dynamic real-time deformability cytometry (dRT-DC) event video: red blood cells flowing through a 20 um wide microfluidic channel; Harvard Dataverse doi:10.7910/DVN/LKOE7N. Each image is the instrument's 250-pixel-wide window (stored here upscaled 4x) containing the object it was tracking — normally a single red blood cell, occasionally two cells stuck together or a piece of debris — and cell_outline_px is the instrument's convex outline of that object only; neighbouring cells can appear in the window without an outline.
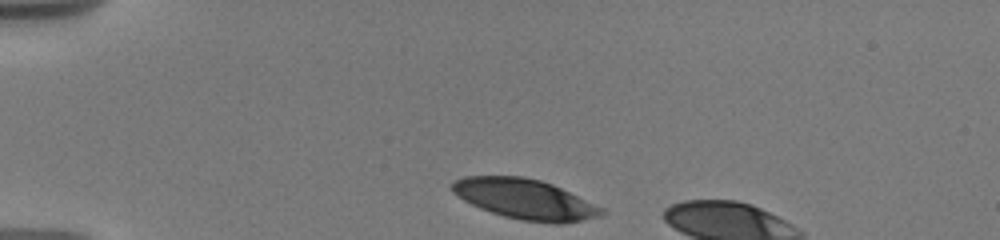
{"species": "human", "species_latin": "Homo sapiens", "temperature_condition": "warm", "stored_images_in_passage": 5, "camera_frame_rate_fps": 3000, "um_per_image_px": 0.085, "donor": {"sex": "male"}, "frame": {"image": 1, "passage_image": 1, "time_ms": 0.0, "image_size_px": [1000, 240], "cell_outline_px": [[604, 212], [600, 216], [560, 224], [552, 224], [520, 220], [504, 216], [480, 208], [464, 200], [452, 192], [452, 184], [456, 180], [464, 176], [524, 176], [540, 180], [552, 184], [604, 208]], "centroid_in_image_um": [44.62, 16.93], "position_along_channel_um": 40.4, "area_um2": 34.74}}